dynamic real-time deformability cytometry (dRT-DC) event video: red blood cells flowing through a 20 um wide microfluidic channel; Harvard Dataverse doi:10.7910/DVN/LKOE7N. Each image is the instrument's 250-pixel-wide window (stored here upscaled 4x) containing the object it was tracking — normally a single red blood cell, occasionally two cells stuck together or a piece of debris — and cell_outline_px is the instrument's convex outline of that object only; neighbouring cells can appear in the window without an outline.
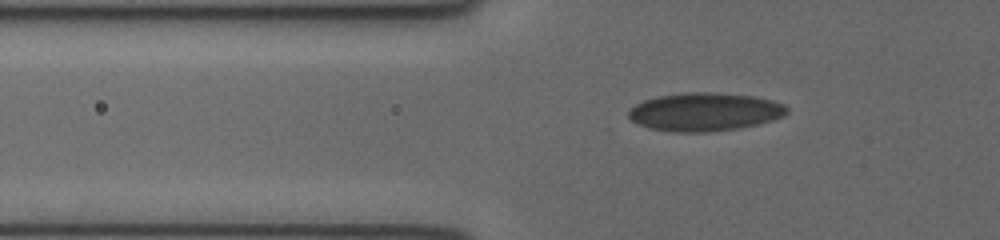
{"species": "human", "species_latin": "Homo sapiens", "temperature_condition": "cold", "stored_images_in_passage": 41, "camera_frame_rate_fps": 3000, "um_per_image_px": 0.085, "donor": {"sex": "female"}, "frame": {"image": 1, "passage_image": 12, "time_ms": 3.667, "image_size_px": [1000, 240], "cell_outline_px": [[784, 112], [780, 116], [768, 120], [752, 124], [732, 128], [652, 128], [640, 124], [632, 120], [628, 116], [628, 112], [632, 108], [648, 100], [660, 96], [748, 96], [768, 100], [780, 104], [784, 108]], "centroid_in_image_um": [59.86, 9.5], "position_along_channel_um": 65.9, "area_um2": 30.4}}
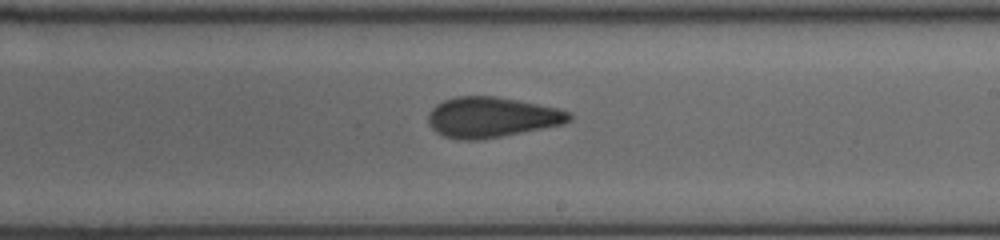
{"frame": {"image": 2, "passage_image": 25, "time_ms": 8.0, "image_size_px": [1000, 240], "cell_outline_px": [[572, 116], [568, 120], [560, 124], [496, 136], [448, 136], [440, 132], [432, 124], [432, 112], [440, 104], [448, 100], [464, 96], [488, 96], [512, 100], [552, 108], [568, 112]], "centroid_in_image_um": [41.87, 9.91], "position_along_channel_um": 247.1, "area_um2": 29.71}}
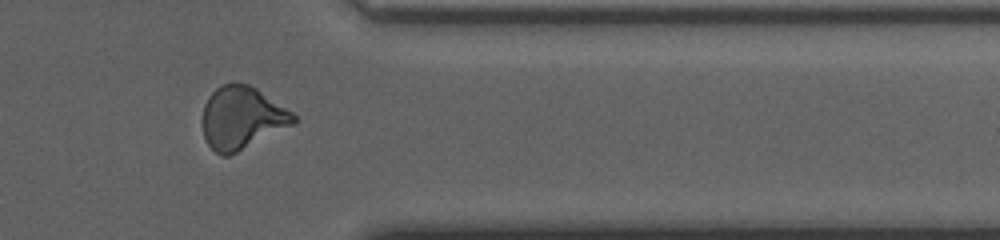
{"frame": {"image": 3, "passage_image": 35, "time_ms": 11.333, "image_size_px": [1000, 240], "cell_outline_px": [[296, 120], [292, 124], [228, 156], [224, 156], [216, 152], [208, 144], [204, 136], [204, 104], [212, 92], [216, 88], [224, 84], [248, 84], [256, 88], [292, 112], [296, 116]], "centroid_in_image_um": [20.54, 10.01], "position_along_channel_um": 390.9, "area_um2": 32.19}}